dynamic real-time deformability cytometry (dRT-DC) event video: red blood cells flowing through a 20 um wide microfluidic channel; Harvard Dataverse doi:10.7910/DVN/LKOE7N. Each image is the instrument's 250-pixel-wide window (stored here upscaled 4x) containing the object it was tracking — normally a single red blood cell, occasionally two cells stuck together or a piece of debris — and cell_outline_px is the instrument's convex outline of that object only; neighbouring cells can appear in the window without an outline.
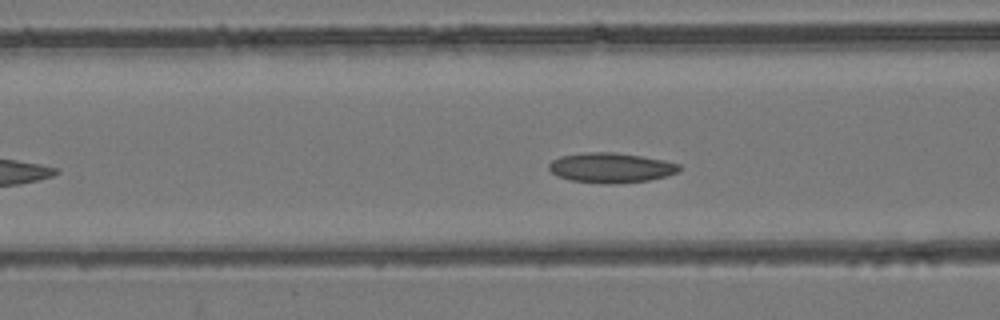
{"species": "common noctule bat (a hibernating species)", "species_latin": "Nyctalus noctula", "temperature_condition": "room temperature", "stored_images_in_passage": 26, "camera_frame_rate_fps": 3000, "um_per_image_px": 0.085, "animal": {"sex": "female", "body_mass_g": 24.6, "forearm_length_mm": 56.2}, "frame": {"image": 1, "passage_image": 5, "time_ms": 1.333, "image_size_px": [1000, 320], "cell_outline_px": [[680, 168], [676, 172], [664, 176], [648, 180], [608, 184], [604, 184], [572, 180], [560, 176], [552, 172], [548, 168], [548, 164], [552, 160], [560, 156], [584, 152], [612, 152], [640, 156], [664, 160], [680, 164]], "centroid_in_image_um": [51.9, 14.24], "position_along_channel_um": 114.7, "area_um2": 22.43}}
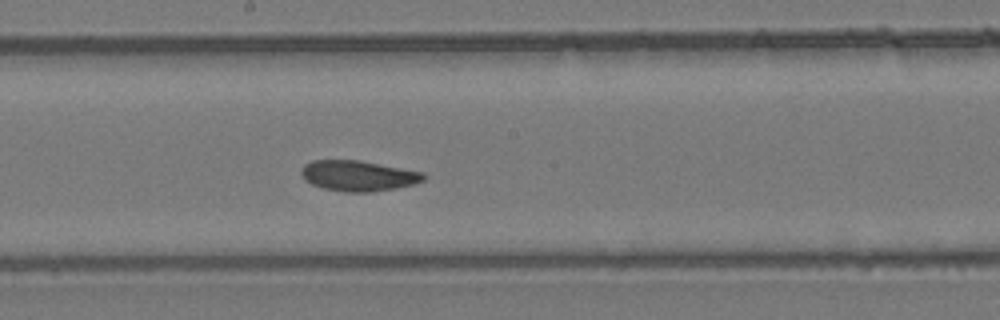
{"frame": {"image": 2, "passage_image": 13, "time_ms": 4.0, "image_size_px": [1000, 320], "cell_outline_px": [[424, 180], [412, 184], [396, 188], [372, 192], [344, 192], [324, 188], [312, 184], [304, 180], [300, 172], [300, 168], [304, 164], [312, 160], [360, 160], [424, 172]], "centroid_in_image_um": [30.41, 14.93], "position_along_channel_um": 217.8, "area_um2": 21.85}}
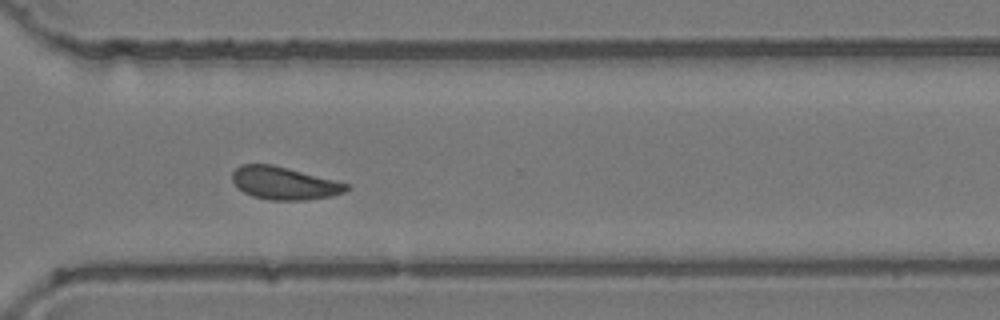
{"frame": {"image": 3, "passage_image": 23, "time_ms": 7.333, "image_size_px": [1000, 320], "cell_outline_px": [[352, 188], [344, 192], [332, 196], [304, 200], [272, 200], [252, 196], [236, 188], [232, 180], [232, 172], [240, 164], [272, 164], [288, 168], [348, 184]], "centroid_in_image_um": [24.12, 15.57], "position_along_channel_um": 346.5, "area_um2": 21.73}, "authors_computed_cell_mechanics": {"area_um2": 22.1085, "velocity_mm_per_s": 3.8575, "shape_relaxation_time_tau1_ms": null, "shape_relaxation_time_tau2_ms": 3.6521, "deformation_change_tau1": null, "deformation_change_tau2": 0.0995}}